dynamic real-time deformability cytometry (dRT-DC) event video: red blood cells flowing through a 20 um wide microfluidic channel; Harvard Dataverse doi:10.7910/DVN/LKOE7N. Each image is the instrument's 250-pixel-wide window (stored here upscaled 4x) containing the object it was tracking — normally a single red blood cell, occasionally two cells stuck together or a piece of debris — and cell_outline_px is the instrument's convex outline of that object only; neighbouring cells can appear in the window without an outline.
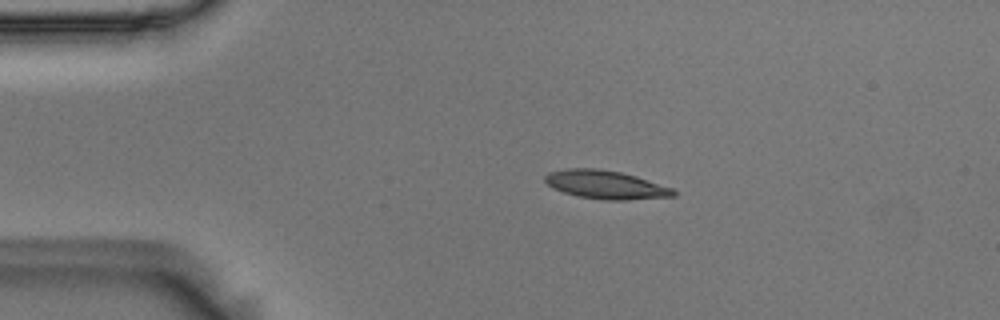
{"species": "Egyptian fruit bat (a non-hibernating species)", "species_latin": "Rousettus aegyptiacus", "temperature_condition": "room temperature", "stored_images_in_passage": 45, "camera_frame_rate_fps": 3000, "um_per_image_px": 0.085, "animal": {"sex": "male"}, "frame": {"image": 1, "passage_image": 1, "time_ms": 0.0, "image_size_px": [1000, 320], "cell_outline_px": [[676, 196], [628, 200], [604, 200], [580, 196], [564, 192], [552, 188], [544, 180], [544, 176], [548, 172], [564, 168], [600, 168], [620, 172], [636, 176], [672, 188], [676, 192]], "centroid_in_image_um": [51.46, 15.69], "position_along_channel_um": 33.5, "area_um2": 21.33}}
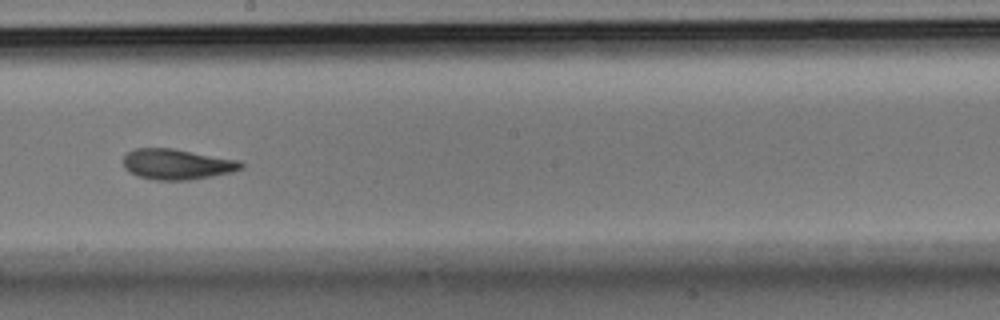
{"frame": {"image": 2, "passage_image": 21, "time_ms": 6.667, "image_size_px": [1000, 320], "cell_outline_px": [[244, 168], [232, 172], [212, 176], [188, 180], [156, 180], [136, 176], [128, 172], [124, 168], [124, 156], [128, 152], [136, 148], [172, 148], [240, 160], [244, 164]], "centroid_in_image_um": [15.05, 13.96], "position_along_channel_um": 233.2, "area_um2": 21.1}}
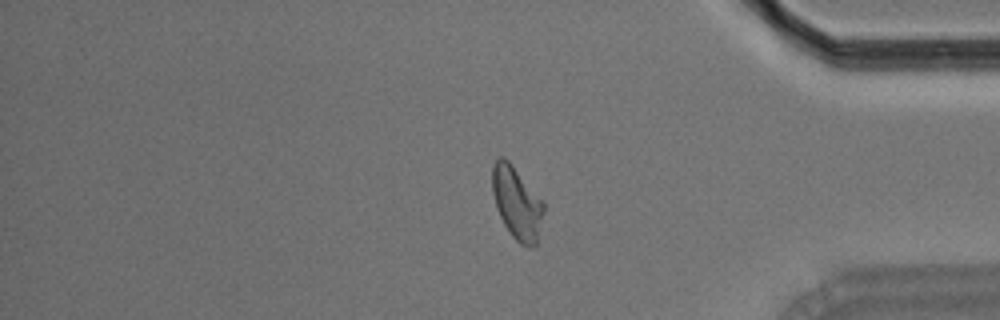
{"frame": {"image": 3, "passage_image": 36, "time_ms": 11.667, "image_size_px": [1000, 320], "cell_outline_px": [[544, 212], [536, 244], [532, 248], [528, 248], [520, 244], [512, 236], [504, 224], [496, 208], [492, 192], [492, 164], [500, 156], [504, 156], [512, 164], [544, 200]], "centroid_in_image_um": [43.94, 17.23], "position_along_channel_um": 391.3, "area_um2": 22.02}, "authors_computed_cell_mechanics": {"area_um2": 21.2126, "velocity_mm_per_s": 3.6053, "shape_relaxation_time_tau1_ms": 4.7559, "shape_relaxation_time_tau2_ms": 2.0766, "deformation_change_tau1": 0.1699, "deformation_change_tau2": 0.0971}}